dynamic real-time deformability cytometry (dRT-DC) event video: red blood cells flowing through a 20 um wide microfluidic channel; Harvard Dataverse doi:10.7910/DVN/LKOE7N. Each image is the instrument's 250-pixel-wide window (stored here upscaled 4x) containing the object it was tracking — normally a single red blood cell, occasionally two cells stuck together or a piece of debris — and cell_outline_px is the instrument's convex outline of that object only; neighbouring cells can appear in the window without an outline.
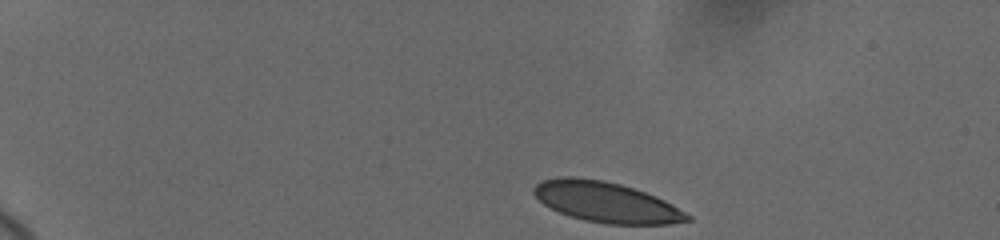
{"species": "human", "species_latin": "Homo sapiens", "temperature_condition": "cold", "stored_images_in_passage": 63, "camera_frame_rate_fps": 3000, "um_per_image_px": 0.085, "donor": {"sex": "female"}, "frame": {"image": 1, "passage_image": 1, "time_ms": 0.0, "image_size_px": [1000, 240], "cell_outline_px": [[692, 220], [668, 224], [608, 224], [584, 220], [560, 212], [544, 204], [532, 192], [532, 188], [536, 184], [544, 180], [564, 176], [572, 176], [604, 180], [620, 184], [656, 196], [672, 204], [692, 216]], "centroid_in_image_um": [51.54, 17.18], "position_along_channel_um": 33.5, "area_um2": 35.89}}
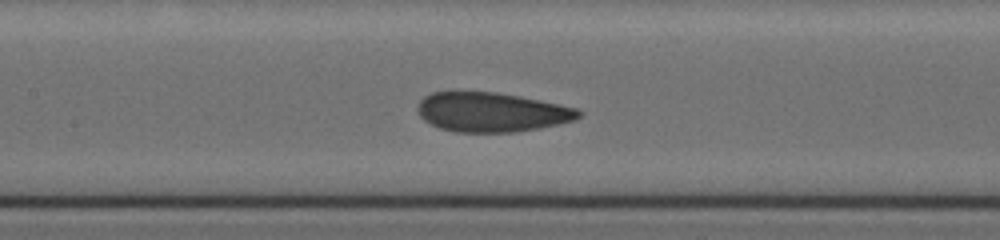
{"frame": {"image": 2, "passage_image": 33, "time_ms": 6.333, "image_size_px": [1000, 240], "cell_outline_px": [[584, 112], [576, 120], [560, 124], [540, 128], [516, 132], [456, 132], [440, 128], [424, 120], [420, 116], [416, 108], [420, 100], [424, 96], [432, 92], [496, 92], [520, 96], [540, 100], [576, 108]], "centroid_in_image_um": [41.8, 9.53], "position_along_channel_um": 165.6, "area_um2": 37.11}}
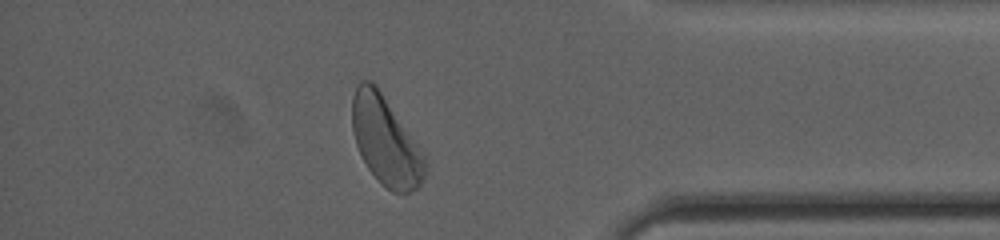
{"frame": {"image": 3, "passage_image": 56, "time_ms": 13.333, "image_size_px": [1000, 240], "cell_outline_px": [[428, 172], [420, 188], [408, 192], [392, 192], [380, 184], [368, 168], [356, 144], [352, 128], [352, 96], [360, 80], [372, 80], [424, 152]], "centroid_in_image_um": [32.81, 12.01], "position_along_channel_um": 402.4, "area_um2": 37.8}, "authors_computed_cell_mechanics": {"area_um2": 37.6278, "velocity_mm_per_s": 3.6364, "shape_relaxation_time_tau1_ms": 4.6912, "shape_relaxation_time_tau2_ms": 0.8071, "deformation_change_tau1": 0.1156, "deformation_change_tau2": 0.058}}